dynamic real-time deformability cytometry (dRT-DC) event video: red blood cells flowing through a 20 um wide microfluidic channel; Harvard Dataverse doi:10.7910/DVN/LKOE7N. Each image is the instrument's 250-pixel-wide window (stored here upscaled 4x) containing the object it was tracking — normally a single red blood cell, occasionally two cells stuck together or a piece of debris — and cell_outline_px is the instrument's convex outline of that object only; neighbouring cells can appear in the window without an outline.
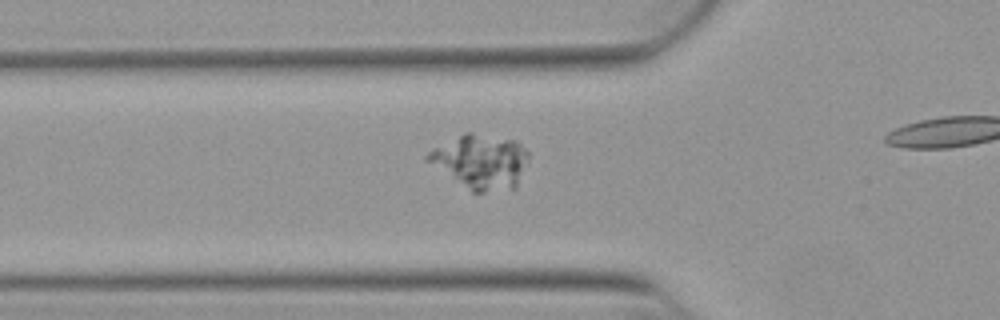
{"species": "Egyptian fruit bat (a non-hibernating species)", "species_latin": "Rousettus aegyptiacus", "temperature_condition": "warm", "stored_images_in_passage": 28, "camera_frame_rate_fps": 3000, "um_per_image_px": 0.085, "animal": {"sex": "female"}, "frame": {"image": 1, "passage_image": 13, "time_ms": 4.0, "image_size_px": [1000, 320], "cell_outline_px": [[528, 156], [516, 188], [512, 192], [472, 192], [424, 160], [424, 156], [432, 148], [464, 132], [472, 132], [516, 140], [528, 152]], "centroid_in_image_um": [40.84, 13.75], "position_along_channel_um": 85.0, "area_um2": 32.25}}
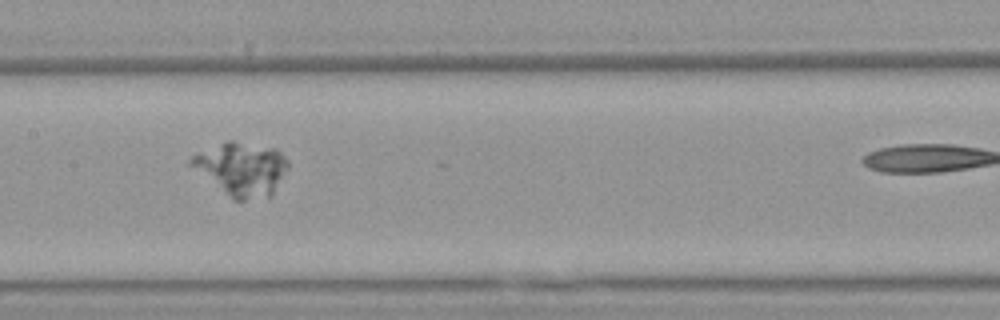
{"frame": {"image": 2, "passage_image": 21, "time_ms": 6.667, "image_size_px": [1000, 320], "cell_outline_px": [[288, 168], [272, 196], [244, 200], [232, 200], [188, 164], [188, 160], [192, 156], [200, 152], [228, 140], [232, 140], [276, 148], [288, 160]], "centroid_in_image_um": [20.54, 14.36], "position_along_channel_um": 186.9, "area_um2": 30.11}}
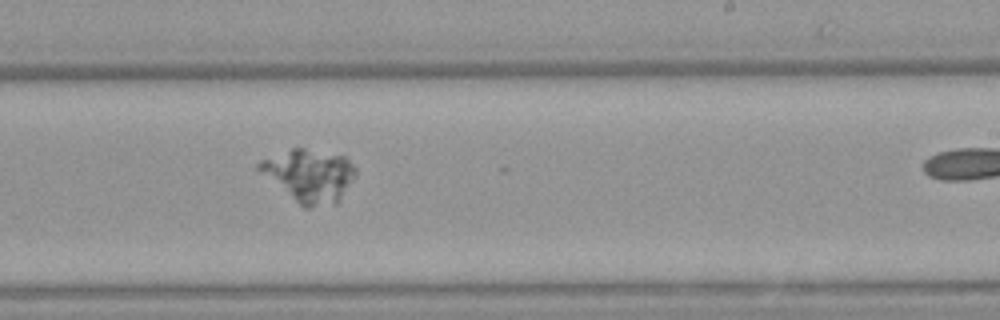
{"frame": {"image": 3, "passage_image": 27, "time_ms": 8.667, "image_size_px": [1000, 320], "cell_outline_px": [[356, 172], [340, 200], [336, 204], [308, 208], [304, 208], [260, 172], [256, 168], [256, 164], [260, 160], [292, 148], [304, 148], [344, 156], [356, 168]], "centroid_in_image_um": [26.28, 14.92], "position_along_channel_um": 262.7, "area_um2": 29.25}}